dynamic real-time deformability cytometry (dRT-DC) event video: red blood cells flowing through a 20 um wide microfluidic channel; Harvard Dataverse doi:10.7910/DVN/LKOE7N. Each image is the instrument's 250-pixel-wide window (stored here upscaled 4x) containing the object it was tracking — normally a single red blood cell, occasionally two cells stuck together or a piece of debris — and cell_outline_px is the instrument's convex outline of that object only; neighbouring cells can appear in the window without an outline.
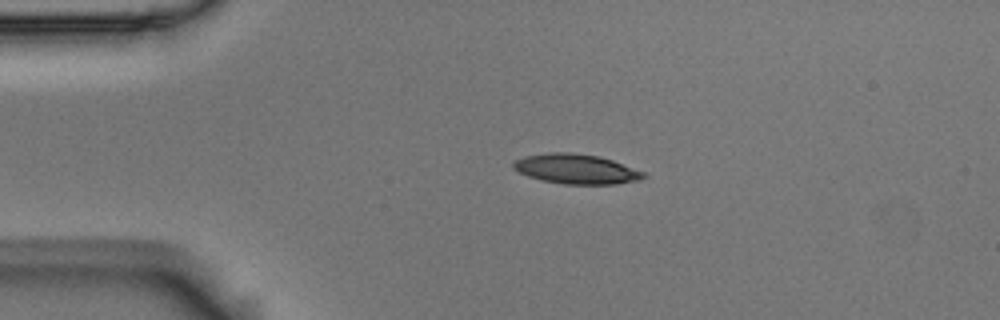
{"species": "Egyptian fruit bat (a non-hibernating species)", "species_latin": "Rousettus aegyptiacus", "temperature_condition": "room temperature", "stored_images_in_passage": 4, "camera_frame_rate_fps": 3000, "um_per_image_px": 0.085, "animal": {"sex": "male"}, "frame": {"image": 1, "passage_image": 3, "time_ms": 0.667, "image_size_px": [1000, 320], "cell_outline_px": [[648, 176], [636, 180], [616, 184], [564, 184], [544, 180], [528, 176], [512, 168], [512, 164], [516, 160], [524, 156], [552, 152], [568, 152], [600, 156], [612, 160], [644, 172]], "centroid_in_image_um": [48.97, 14.36], "position_along_channel_um": 36.0, "area_um2": 22.37}}